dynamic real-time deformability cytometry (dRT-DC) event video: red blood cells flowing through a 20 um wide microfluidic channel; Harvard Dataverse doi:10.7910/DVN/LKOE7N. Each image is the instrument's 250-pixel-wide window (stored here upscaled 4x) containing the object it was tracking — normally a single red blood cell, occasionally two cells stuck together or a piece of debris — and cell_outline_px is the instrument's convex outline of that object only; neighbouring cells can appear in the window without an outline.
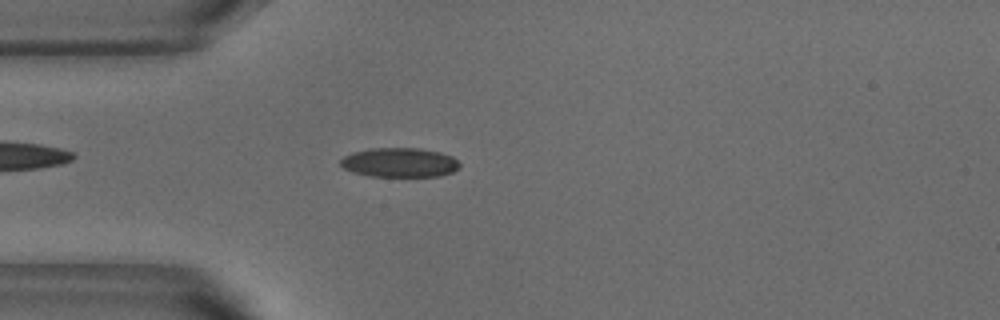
{"species": "common noctule bat (a hibernating species)", "species_latin": "Nyctalus noctula", "temperature_condition": "warm", "stored_images_in_passage": 46, "camera_frame_rate_fps": 3000, "um_per_image_px": 0.085, "animal": {"sex": "male", "body_mass_g": 18.8}, "frame": {"image": 1, "passage_image": 8, "time_ms": 2.333, "image_size_px": [1000, 320], "cell_outline_px": [[460, 168], [452, 172], [440, 176], [372, 176], [352, 172], [344, 168], [340, 164], [340, 160], [344, 156], [352, 152], [372, 148], [420, 148], [440, 152], [452, 156], [460, 164]], "centroid_in_image_um": [33.97, 13.81], "position_along_channel_um": 51.0, "area_um2": 20.4}}
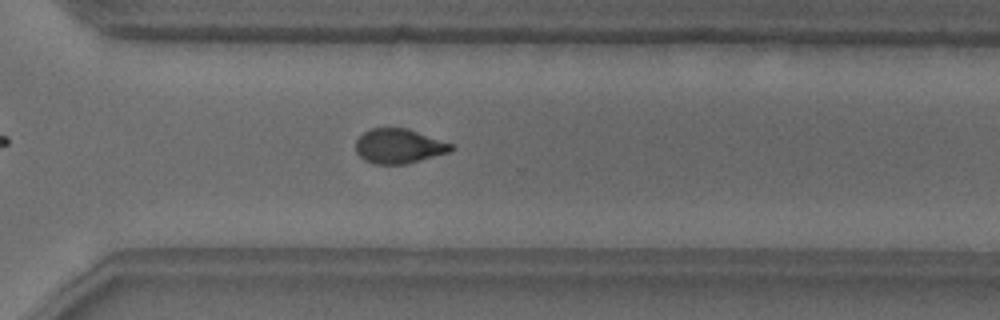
{"frame": {"image": 2, "passage_image": 31, "time_ms": 10.0, "image_size_px": [1000, 320], "cell_outline_px": [[456, 148], [448, 152], [404, 164], [376, 164], [364, 160], [356, 152], [356, 140], [364, 132], [372, 128], [408, 128], [452, 144]], "centroid_in_image_um": [33.88, 12.41], "position_along_channel_um": 336.7, "area_um2": 19.02}}
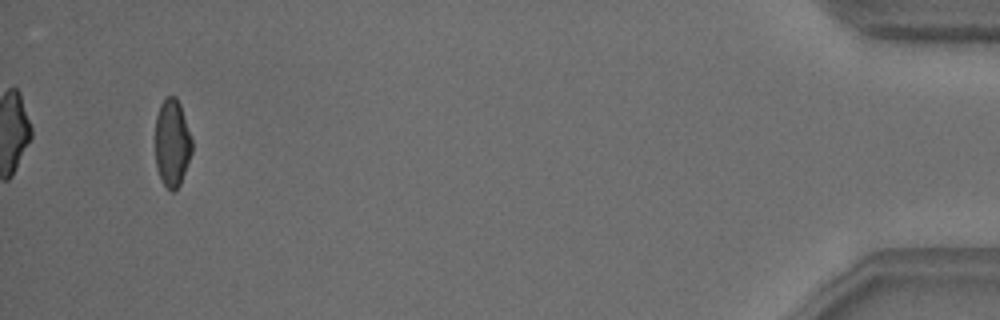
{"frame": {"image": 3, "passage_image": 44, "time_ms": 14.333, "image_size_px": [1000, 320], "cell_outline_px": [[192, 152], [180, 184], [176, 192], [172, 192], [164, 184], [156, 168], [156, 116], [160, 104], [168, 96], [176, 96], [180, 104], [192, 140]], "centroid_in_image_um": [14.63, 12.16], "position_along_channel_um": 420.6, "area_um2": 18.61}, "authors_computed_cell_mechanics": {"area_um2": 19.7965, "velocity_mm_per_s": 3.8125, "shape_relaxation_time_tau1_ms": 6.6355, "shape_relaxation_time_tau2_ms": 1.752, "deformation_change_tau1": 0.1653, "deformation_change_tau2": 0.0827}}